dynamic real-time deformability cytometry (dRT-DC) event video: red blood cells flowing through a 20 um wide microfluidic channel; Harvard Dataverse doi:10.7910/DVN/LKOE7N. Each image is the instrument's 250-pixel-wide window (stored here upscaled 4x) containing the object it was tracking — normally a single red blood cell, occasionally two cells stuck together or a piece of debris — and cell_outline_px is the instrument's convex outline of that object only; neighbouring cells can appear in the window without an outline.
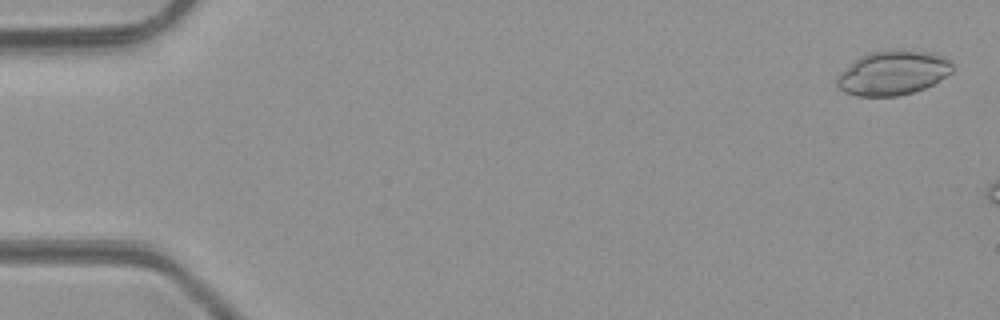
{"species": "common noctule bat (a hibernating species)", "species_latin": "Nyctalus noctula", "temperature_condition": "room temperature", "stored_images_in_passage": 7, "camera_frame_rate_fps": 3000, "um_per_image_px": 0.085, "animal": {"sex": "male", "body_mass_g": 23.1, "forearm_length_mm": 52.7}, "frame": {"image": 1, "passage_image": 2, "time_ms": 0.333, "image_size_px": [1000, 320], "cell_outline_px": [[952, 72], [932, 84], [924, 88], [900, 96], [856, 96], [844, 92], [836, 84], [836, 76], [840, 72], [860, 56], [872, 52], [928, 52], [940, 56], [948, 60], [952, 64]], "centroid_in_image_um": [75.84, 6.24], "position_along_channel_um": 9.2, "area_um2": 29.02}}